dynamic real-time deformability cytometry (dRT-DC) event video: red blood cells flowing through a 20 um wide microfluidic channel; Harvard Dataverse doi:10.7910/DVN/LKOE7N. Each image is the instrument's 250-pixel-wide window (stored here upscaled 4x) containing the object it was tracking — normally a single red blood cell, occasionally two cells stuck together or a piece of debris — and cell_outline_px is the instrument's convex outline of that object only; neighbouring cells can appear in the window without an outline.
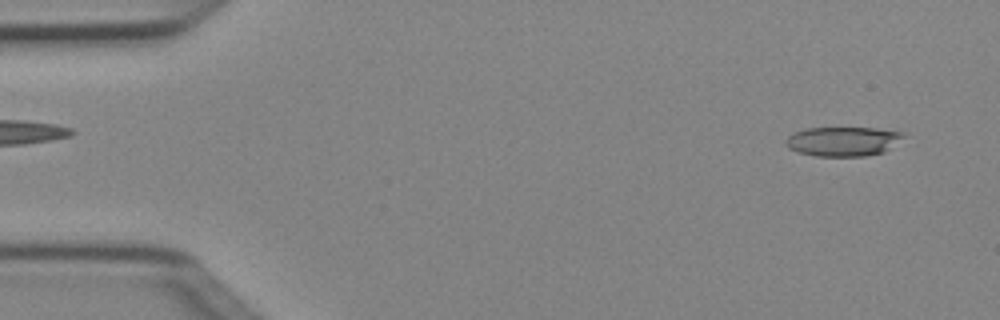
{"species": "Egyptian fruit bat (a non-hibernating species)", "species_latin": "Rousettus aegyptiacus", "temperature_condition": "cold", "stored_images_in_passage": 2, "camera_frame_rate_fps": 3000, "um_per_image_px": 0.085, "animal": {"sex": "female"}, "frame": {"image": 1, "passage_image": 2, "time_ms": 0.333, "image_size_px": [1000, 320], "cell_outline_px": [[908, 136], [884, 152], [864, 156], [816, 156], [800, 152], [788, 148], [784, 144], [784, 140], [788, 136], [804, 128], [876, 128], [904, 132]], "centroid_in_image_um": [71.69, 12.01], "position_along_channel_um": 13.3, "area_um2": 20.35}}